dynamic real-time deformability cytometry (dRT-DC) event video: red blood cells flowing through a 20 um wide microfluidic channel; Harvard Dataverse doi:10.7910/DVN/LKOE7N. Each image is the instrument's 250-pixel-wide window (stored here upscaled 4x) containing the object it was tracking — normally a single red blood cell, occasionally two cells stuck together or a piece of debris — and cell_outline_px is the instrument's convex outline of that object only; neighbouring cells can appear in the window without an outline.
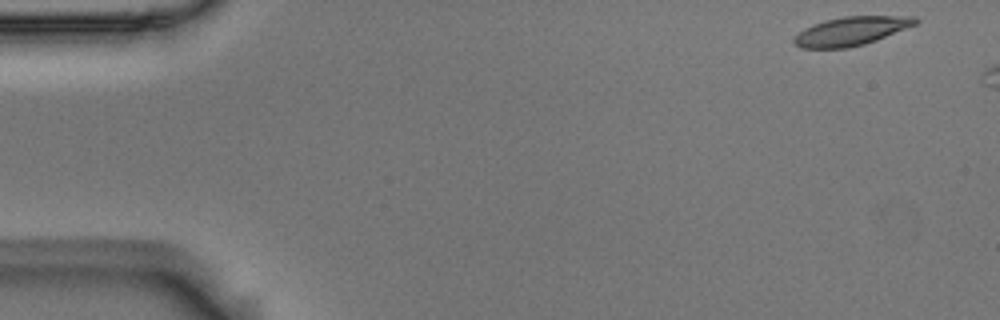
{"species": "Egyptian fruit bat (a non-hibernating species)", "species_latin": "Rousettus aegyptiacus", "temperature_condition": "room temperature", "stored_images_in_passage": 8, "camera_frame_rate_fps": 3000, "um_per_image_px": 0.085, "animal": {"sex": "male"}, "frame": {"image": 1, "passage_image": 1, "time_ms": 0.0, "image_size_px": [1000, 320], "cell_outline_px": [[920, 20], [916, 24], [876, 40], [864, 44], [848, 48], [800, 48], [792, 44], [792, 40], [804, 28], [812, 24], [824, 20], [844, 16], [916, 16]], "centroid_in_image_um": [72.32, 2.64], "position_along_channel_um": 12.7, "area_um2": 20.35}}